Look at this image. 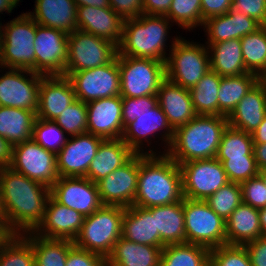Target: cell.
Instances as JSON below:
<instances>
[{
	"label": "cell",
	"instance_id": "obj_1",
	"mask_svg": "<svg viewBox=\"0 0 266 266\" xmlns=\"http://www.w3.org/2000/svg\"><path fill=\"white\" fill-rule=\"evenodd\" d=\"M0 185L9 231L13 235L33 232L44 217L50 188L9 166H0Z\"/></svg>",
	"mask_w": 266,
	"mask_h": 266
},
{
	"label": "cell",
	"instance_id": "obj_2",
	"mask_svg": "<svg viewBox=\"0 0 266 266\" xmlns=\"http://www.w3.org/2000/svg\"><path fill=\"white\" fill-rule=\"evenodd\" d=\"M179 165L167 154H139V174L134 206L150 208L183 200Z\"/></svg>",
	"mask_w": 266,
	"mask_h": 266
},
{
	"label": "cell",
	"instance_id": "obj_3",
	"mask_svg": "<svg viewBox=\"0 0 266 266\" xmlns=\"http://www.w3.org/2000/svg\"><path fill=\"white\" fill-rule=\"evenodd\" d=\"M228 125L227 116L196 115L187 124L174 130L172 143L163 154H167L178 165L215 158Z\"/></svg>",
	"mask_w": 266,
	"mask_h": 266
},
{
	"label": "cell",
	"instance_id": "obj_4",
	"mask_svg": "<svg viewBox=\"0 0 266 266\" xmlns=\"http://www.w3.org/2000/svg\"><path fill=\"white\" fill-rule=\"evenodd\" d=\"M170 20L166 16L142 13L138 18L126 19L118 54L137 58H149L165 62V47Z\"/></svg>",
	"mask_w": 266,
	"mask_h": 266
},
{
	"label": "cell",
	"instance_id": "obj_5",
	"mask_svg": "<svg viewBox=\"0 0 266 266\" xmlns=\"http://www.w3.org/2000/svg\"><path fill=\"white\" fill-rule=\"evenodd\" d=\"M124 213L125 207L102 205L91 215L84 217L80 232L73 240L74 245L106 259L122 236Z\"/></svg>",
	"mask_w": 266,
	"mask_h": 266
},
{
	"label": "cell",
	"instance_id": "obj_6",
	"mask_svg": "<svg viewBox=\"0 0 266 266\" xmlns=\"http://www.w3.org/2000/svg\"><path fill=\"white\" fill-rule=\"evenodd\" d=\"M165 61L166 78L190 90L210 71L208 47L176 37Z\"/></svg>",
	"mask_w": 266,
	"mask_h": 266
},
{
	"label": "cell",
	"instance_id": "obj_7",
	"mask_svg": "<svg viewBox=\"0 0 266 266\" xmlns=\"http://www.w3.org/2000/svg\"><path fill=\"white\" fill-rule=\"evenodd\" d=\"M35 35L36 22L28 13H23L2 26L0 68L35 72Z\"/></svg>",
	"mask_w": 266,
	"mask_h": 266
},
{
	"label": "cell",
	"instance_id": "obj_8",
	"mask_svg": "<svg viewBox=\"0 0 266 266\" xmlns=\"http://www.w3.org/2000/svg\"><path fill=\"white\" fill-rule=\"evenodd\" d=\"M120 70V96H157L161 83L166 79L165 62L118 55Z\"/></svg>",
	"mask_w": 266,
	"mask_h": 266
},
{
	"label": "cell",
	"instance_id": "obj_9",
	"mask_svg": "<svg viewBox=\"0 0 266 266\" xmlns=\"http://www.w3.org/2000/svg\"><path fill=\"white\" fill-rule=\"evenodd\" d=\"M186 243L209 249L226 244V221L202 200L183 198Z\"/></svg>",
	"mask_w": 266,
	"mask_h": 266
},
{
	"label": "cell",
	"instance_id": "obj_10",
	"mask_svg": "<svg viewBox=\"0 0 266 266\" xmlns=\"http://www.w3.org/2000/svg\"><path fill=\"white\" fill-rule=\"evenodd\" d=\"M117 54L118 47L111 41L74 30L68 34V59L63 76L111 63Z\"/></svg>",
	"mask_w": 266,
	"mask_h": 266
},
{
	"label": "cell",
	"instance_id": "obj_11",
	"mask_svg": "<svg viewBox=\"0 0 266 266\" xmlns=\"http://www.w3.org/2000/svg\"><path fill=\"white\" fill-rule=\"evenodd\" d=\"M183 197L205 201L230 181L222 163L216 158L193 160L179 164Z\"/></svg>",
	"mask_w": 266,
	"mask_h": 266
},
{
	"label": "cell",
	"instance_id": "obj_12",
	"mask_svg": "<svg viewBox=\"0 0 266 266\" xmlns=\"http://www.w3.org/2000/svg\"><path fill=\"white\" fill-rule=\"evenodd\" d=\"M9 167L48 188L59 178L56 154L46 150L32 138L12 146Z\"/></svg>",
	"mask_w": 266,
	"mask_h": 266
},
{
	"label": "cell",
	"instance_id": "obj_13",
	"mask_svg": "<svg viewBox=\"0 0 266 266\" xmlns=\"http://www.w3.org/2000/svg\"><path fill=\"white\" fill-rule=\"evenodd\" d=\"M66 77L72 83L76 98L84 103L120 95L118 55L111 63L71 72Z\"/></svg>",
	"mask_w": 266,
	"mask_h": 266
},
{
	"label": "cell",
	"instance_id": "obj_14",
	"mask_svg": "<svg viewBox=\"0 0 266 266\" xmlns=\"http://www.w3.org/2000/svg\"><path fill=\"white\" fill-rule=\"evenodd\" d=\"M35 73L63 76L68 59V34L36 23Z\"/></svg>",
	"mask_w": 266,
	"mask_h": 266
},
{
	"label": "cell",
	"instance_id": "obj_15",
	"mask_svg": "<svg viewBox=\"0 0 266 266\" xmlns=\"http://www.w3.org/2000/svg\"><path fill=\"white\" fill-rule=\"evenodd\" d=\"M43 77L44 75L31 70L8 68L0 76V106L37 112L39 87Z\"/></svg>",
	"mask_w": 266,
	"mask_h": 266
},
{
	"label": "cell",
	"instance_id": "obj_16",
	"mask_svg": "<svg viewBox=\"0 0 266 266\" xmlns=\"http://www.w3.org/2000/svg\"><path fill=\"white\" fill-rule=\"evenodd\" d=\"M104 140L90 133L70 136L56 154L59 177H86L90 163Z\"/></svg>",
	"mask_w": 266,
	"mask_h": 266
},
{
	"label": "cell",
	"instance_id": "obj_17",
	"mask_svg": "<svg viewBox=\"0 0 266 266\" xmlns=\"http://www.w3.org/2000/svg\"><path fill=\"white\" fill-rule=\"evenodd\" d=\"M139 154L96 183L103 205L131 207L137 192Z\"/></svg>",
	"mask_w": 266,
	"mask_h": 266
},
{
	"label": "cell",
	"instance_id": "obj_18",
	"mask_svg": "<svg viewBox=\"0 0 266 266\" xmlns=\"http://www.w3.org/2000/svg\"><path fill=\"white\" fill-rule=\"evenodd\" d=\"M50 195L84 217L103 205L97 185L86 177H59L50 188Z\"/></svg>",
	"mask_w": 266,
	"mask_h": 266
},
{
	"label": "cell",
	"instance_id": "obj_19",
	"mask_svg": "<svg viewBox=\"0 0 266 266\" xmlns=\"http://www.w3.org/2000/svg\"><path fill=\"white\" fill-rule=\"evenodd\" d=\"M163 131L162 140L168 146V149L174 138V129L169 124L167 117L159 105L151 109V111L142 112L134 121L129 123L125 128L122 135V140L136 153L145 155H156L153 149L144 152L143 140L149 142V136H155L156 132ZM165 137V138H164ZM149 140V141H148ZM142 149V150H141Z\"/></svg>",
	"mask_w": 266,
	"mask_h": 266
},
{
	"label": "cell",
	"instance_id": "obj_20",
	"mask_svg": "<svg viewBox=\"0 0 266 266\" xmlns=\"http://www.w3.org/2000/svg\"><path fill=\"white\" fill-rule=\"evenodd\" d=\"M83 220L84 216L78 211L58 203L50 195L44 217L33 233L43 238L73 241L80 232Z\"/></svg>",
	"mask_w": 266,
	"mask_h": 266
},
{
	"label": "cell",
	"instance_id": "obj_21",
	"mask_svg": "<svg viewBox=\"0 0 266 266\" xmlns=\"http://www.w3.org/2000/svg\"><path fill=\"white\" fill-rule=\"evenodd\" d=\"M87 104V133L103 139L122 138V97L114 96L90 101Z\"/></svg>",
	"mask_w": 266,
	"mask_h": 266
},
{
	"label": "cell",
	"instance_id": "obj_22",
	"mask_svg": "<svg viewBox=\"0 0 266 266\" xmlns=\"http://www.w3.org/2000/svg\"><path fill=\"white\" fill-rule=\"evenodd\" d=\"M76 100L72 83L66 76H44L39 87L36 117L53 121Z\"/></svg>",
	"mask_w": 266,
	"mask_h": 266
},
{
	"label": "cell",
	"instance_id": "obj_23",
	"mask_svg": "<svg viewBox=\"0 0 266 266\" xmlns=\"http://www.w3.org/2000/svg\"><path fill=\"white\" fill-rule=\"evenodd\" d=\"M124 20L111 8L77 7V29L119 45Z\"/></svg>",
	"mask_w": 266,
	"mask_h": 266
},
{
	"label": "cell",
	"instance_id": "obj_24",
	"mask_svg": "<svg viewBox=\"0 0 266 266\" xmlns=\"http://www.w3.org/2000/svg\"><path fill=\"white\" fill-rule=\"evenodd\" d=\"M266 116V85L259 80L227 116L229 126L252 134Z\"/></svg>",
	"mask_w": 266,
	"mask_h": 266
},
{
	"label": "cell",
	"instance_id": "obj_25",
	"mask_svg": "<svg viewBox=\"0 0 266 266\" xmlns=\"http://www.w3.org/2000/svg\"><path fill=\"white\" fill-rule=\"evenodd\" d=\"M157 98L158 105L174 130L187 124L197 115L193 108L190 91L167 78L161 83Z\"/></svg>",
	"mask_w": 266,
	"mask_h": 266
},
{
	"label": "cell",
	"instance_id": "obj_26",
	"mask_svg": "<svg viewBox=\"0 0 266 266\" xmlns=\"http://www.w3.org/2000/svg\"><path fill=\"white\" fill-rule=\"evenodd\" d=\"M261 26L254 18L231 9L228 13L210 17L204 22L203 27L208 35L206 45L235 38L241 39Z\"/></svg>",
	"mask_w": 266,
	"mask_h": 266
},
{
	"label": "cell",
	"instance_id": "obj_27",
	"mask_svg": "<svg viewBox=\"0 0 266 266\" xmlns=\"http://www.w3.org/2000/svg\"><path fill=\"white\" fill-rule=\"evenodd\" d=\"M35 3V12L27 13L38 25L67 34L77 30V5L74 0H36Z\"/></svg>",
	"mask_w": 266,
	"mask_h": 266
},
{
	"label": "cell",
	"instance_id": "obj_28",
	"mask_svg": "<svg viewBox=\"0 0 266 266\" xmlns=\"http://www.w3.org/2000/svg\"><path fill=\"white\" fill-rule=\"evenodd\" d=\"M135 154L121 138L105 139L90 163L86 178L96 184L126 164Z\"/></svg>",
	"mask_w": 266,
	"mask_h": 266
},
{
	"label": "cell",
	"instance_id": "obj_29",
	"mask_svg": "<svg viewBox=\"0 0 266 266\" xmlns=\"http://www.w3.org/2000/svg\"><path fill=\"white\" fill-rule=\"evenodd\" d=\"M128 241L160 247V235L156 233L152 207H126L122 220V236Z\"/></svg>",
	"mask_w": 266,
	"mask_h": 266
},
{
	"label": "cell",
	"instance_id": "obj_30",
	"mask_svg": "<svg viewBox=\"0 0 266 266\" xmlns=\"http://www.w3.org/2000/svg\"><path fill=\"white\" fill-rule=\"evenodd\" d=\"M226 244L244 245L262 236L259 209L241 203L226 220Z\"/></svg>",
	"mask_w": 266,
	"mask_h": 266
},
{
	"label": "cell",
	"instance_id": "obj_31",
	"mask_svg": "<svg viewBox=\"0 0 266 266\" xmlns=\"http://www.w3.org/2000/svg\"><path fill=\"white\" fill-rule=\"evenodd\" d=\"M162 249L121 237L105 259L106 266H160Z\"/></svg>",
	"mask_w": 266,
	"mask_h": 266
},
{
	"label": "cell",
	"instance_id": "obj_32",
	"mask_svg": "<svg viewBox=\"0 0 266 266\" xmlns=\"http://www.w3.org/2000/svg\"><path fill=\"white\" fill-rule=\"evenodd\" d=\"M156 233L160 235V247L186 243L183 200L169 205L152 207Z\"/></svg>",
	"mask_w": 266,
	"mask_h": 266
},
{
	"label": "cell",
	"instance_id": "obj_33",
	"mask_svg": "<svg viewBox=\"0 0 266 266\" xmlns=\"http://www.w3.org/2000/svg\"><path fill=\"white\" fill-rule=\"evenodd\" d=\"M210 70L222 77L240 76L246 71L240 39L208 44Z\"/></svg>",
	"mask_w": 266,
	"mask_h": 266
},
{
	"label": "cell",
	"instance_id": "obj_34",
	"mask_svg": "<svg viewBox=\"0 0 266 266\" xmlns=\"http://www.w3.org/2000/svg\"><path fill=\"white\" fill-rule=\"evenodd\" d=\"M36 111L0 106V137L12 146L32 138Z\"/></svg>",
	"mask_w": 266,
	"mask_h": 266
},
{
	"label": "cell",
	"instance_id": "obj_35",
	"mask_svg": "<svg viewBox=\"0 0 266 266\" xmlns=\"http://www.w3.org/2000/svg\"><path fill=\"white\" fill-rule=\"evenodd\" d=\"M33 248L35 266H66L69 249L74 245L68 239H48L29 232L22 235Z\"/></svg>",
	"mask_w": 266,
	"mask_h": 266
},
{
	"label": "cell",
	"instance_id": "obj_36",
	"mask_svg": "<svg viewBox=\"0 0 266 266\" xmlns=\"http://www.w3.org/2000/svg\"><path fill=\"white\" fill-rule=\"evenodd\" d=\"M260 78L253 73L221 77L218 91V116H228Z\"/></svg>",
	"mask_w": 266,
	"mask_h": 266
},
{
	"label": "cell",
	"instance_id": "obj_37",
	"mask_svg": "<svg viewBox=\"0 0 266 266\" xmlns=\"http://www.w3.org/2000/svg\"><path fill=\"white\" fill-rule=\"evenodd\" d=\"M160 266H210V249L192 243L167 245L162 249Z\"/></svg>",
	"mask_w": 266,
	"mask_h": 266
},
{
	"label": "cell",
	"instance_id": "obj_38",
	"mask_svg": "<svg viewBox=\"0 0 266 266\" xmlns=\"http://www.w3.org/2000/svg\"><path fill=\"white\" fill-rule=\"evenodd\" d=\"M221 77L210 70L189 90L197 115H218V91Z\"/></svg>",
	"mask_w": 266,
	"mask_h": 266
},
{
	"label": "cell",
	"instance_id": "obj_39",
	"mask_svg": "<svg viewBox=\"0 0 266 266\" xmlns=\"http://www.w3.org/2000/svg\"><path fill=\"white\" fill-rule=\"evenodd\" d=\"M246 71L260 79L266 73V26L240 39Z\"/></svg>",
	"mask_w": 266,
	"mask_h": 266
},
{
	"label": "cell",
	"instance_id": "obj_40",
	"mask_svg": "<svg viewBox=\"0 0 266 266\" xmlns=\"http://www.w3.org/2000/svg\"><path fill=\"white\" fill-rule=\"evenodd\" d=\"M237 157H254L252 135L228 125L222 135L215 158Z\"/></svg>",
	"mask_w": 266,
	"mask_h": 266
},
{
	"label": "cell",
	"instance_id": "obj_41",
	"mask_svg": "<svg viewBox=\"0 0 266 266\" xmlns=\"http://www.w3.org/2000/svg\"><path fill=\"white\" fill-rule=\"evenodd\" d=\"M0 266H35L32 245L22 235H12L0 248Z\"/></svg>",
	"mask_w": 266,
	"mask_h": 266
},
{
	"label": "cell",
	"instance_id": "obj_42",
	"mask_svg": "<svg viewBox=\"0 0 266 266\" xmlns=\"http://www.w3.org/2000/svg\"><path fill=\"white\" fill-rule=\"evenodd\" d=\"M205 202L217 215L226 221L231 213L242 203L241 185L229 182L209 196Z\"/></svg>",
	"mask_w": 266,
	"mask_h": 266
},
{
	"label": "cell",
	"instance_id": "obj_43",
	"mask_svg": "<svg viewBox=\"0 0 266 266\" xmlns=\"http://www.w3.org/2000/svg\"><path fill=\"white\" fill-rule=\"evenodd\" d=\"M166 17L189 31L202 26L201 0H172Z\"/></svg>",
	"mask_w": 266,
	"mask_h": 266
},
{
	"label": "cell",
	"instance_id": "obj_44",
	"mask_svg": "<svg viewBox=\"0 0 266 266\" xmlns=\"http://www.w3.org/2000/svg\"><path fill=\"white\" fill-rule=\"evenodd\" d=\"M54 122L36 118L33 126L32 139L46 150L57 154L66 144L68 136Z\"/></svg>",
	"mask_w": 266,
	"mask_h": 266
},
{
	"label": "cell",
	"instance_id": "obj_45",
	"mask_svg": "<svg viewBox=\"0 0 266 266\" xmlns=\"http://www.w3.org/2000/svg\"><path fill=\"white\" fill-rule=\"evenodd\" d=\"M53 121L68 136L87 133V104L77 99Z\"/></svg>",
	"mask_w": 266,
	"mask_h": 266
},
{
	"label": "cell",
	"instance_id": "obj_46",
	"mask_svg": "<svg viewBox=\"0 0 266 266\" xmlns=\"http://www.w3.org/2000/svg\"><path fill=\"white\" fill-rule=\"evenodd\" d=\"M210 266H252L244 245H221L210 249Z\"/></svg>",
	"mask_w": 266,
	"mask_h": 266
},
{
	"label": "cell",
	"instance_id": "obj_47",
	"mask_svg": "<svg viewBox=\"0 0 266 266\" xmlns=\"http://www.w3.org/2000/svg\"><path fill=\"white\" fill-rule=\"evenodd\" d=\"M217 160L222 163L230 182L241 184L259 175V169L254 157H237Z\"/></svg>",
	"mask_w": 266,
	"mask_h": 266
},
{
	"label": "cell",
	"instance_id": "obj_48",
	"mask_svg": "<svg viewBox=\"0 0 266 266\" xmlns=\"http://www.w3.org/2000/svg\"><path fill=\"white\" fill-rule=\"evenodd\" d=\"M158 105L157 96H143L136 98L122 97V123L125 128L138 118L142 112L151 111Z\"/></svg>",
	"mask_w": 266,
	"mask_h": 266
},
{
	"label": "cell",
	"instance_id": "obj_49",
	"mask_svg": "<svg viewBox=\"0 0 266 266\" xmlns=\"http://www.w3.org/2000/svg\"><path fill=\"white\" fill-rule=\"evenodd\" d=\"M242 203L253 208L266 207V184L260 175L242 182Z\"/></svg>",
	"mask_w": 266,
	"mask_h": 266
},
{
	"label": "cell",
	"instance_id": "obj_50",
	"mask_svg": "<svg viewBox=\"0 0 266 266\" xmlns=\"http://www.w3.org/2000/svg\"><path fill=\"white\" fill-rule=\"evenodd\" d=\"M66 266H106L103 256L73 245L68 252Z\"/></svg>",
	"mask_w": 266,
	"mask_h": 266
},
{
	"label": "cell",
	"instance_id": "obj_51",
	"mask_svg": "<svg viewBox=\"0 0 266 266\" xmlns=\"http://www.w3.org/2000/svg\"><path fill=\"white\" fill-rule=\"evenodd\" d=\"M231 9L254 18L261 25L266 24V0H232Z\"/></svg>",
	"mask_w": 266,
	"mask_h": 266
},
{
	"label": "cell",
	"instance_id": "obj_52",
	"mask_svg": "<svg viewBox=\"0 0 266 266\" xmlns=\"http://www.w3.org/2000/svg\"><path fill=\"white\" fill-rule=\"evenodd\" d=\"M109 5L123 20L138 18L143 13V0H109Z\"/></svg>",
	"mask_w": 266,
	"mask_h": 266
},
{
	"label": "cell",
	"instance_id": "obj_53",
	"mask_svg": "<svg viewBox=\"0 0 266 266\" xmlns=\"http://www.w3.org/2000/svg\"><path fill=\"white\" fill-rule=\"evenodd\" d=\"M232 7V0H201L202 26L213 16L228 13Z\"/></svg>",
	"mask_w": 266,
	"mask_h": 266
},
{
	"label": "cell",
	"instance_id": "obj_54",
	"mask_svg": "<svg viewBox=\"0 0 266 266\" xmlns=\"http://www.w3.org/2000/svg\"><path fill=\"white\" fill-rule=\"evenodd\" d=\"M252 266H266V236L262 235L256 240L244 244Z\"/></svg>",
	"mask_w": 266,
	"mask_h": 266
},
{
	"label": "cell",
	"instance_id": "obj_55",
	"mask_svg": "<svg viewBox=\"0 0 266 266\" xmlns=\"http://www.w3.org/2000/svg\"><path fill=\"white\" fill-rule=\"evenodd\" d=\"M172 0H143V13L147 15L166 16Z\"/></svg>",
	"mask_w": 266,
	"mask_h": 266
},
{
	"label": "cell",
	"instance_id": "obj_56",
	"mask_svg": "<svg viewBox=\"0 0 266 266\" xmlns=\"http://www.w3.org/2000/svg\"><path fill=\"white\" fill-rule=\"evenodd\" d=\"M12 161V145L0 137V166H9Z\"/></svg>",
	"mask_w": 266,
	"mask_h": 266
},
{
	"label": "cell",
	"instance_id": "obj_57",
	"mask_svg": "<svg viewBox=\"0 0 266 266\" xmlns=\"http://www.w3.org/2000/svg\"><path fill=\"white\" fill-rule=\"evenodd\" d=\"M253 154L258 169H266V143L253 144Z\"/></svg>",
	"mask_w": 266,
	"mask_h": 266
},
{
	"label": "cell",
	"instance_id": "obj_58",
	"mask_svg": "<svg viewBox=\"0 0 266 266\" xmlns=\"http://www.w3.org/2000/svg\"><path fill=\"white\" fill-rule=\"evenodd\" d=\"M251 135L253 139V144L266 143V116L264 117L262 123Z\"/></svg>",
	"mask_w": 266,
	"mask_h": 266
},
{
	"label": "cell",
	"instance_id": "obj_59",
	"mask_svg": "<svg viewBox=\"0 0 266 266\" xmlns=\"http://www.w3.org/2000/svg\"><path fill=\"white\" fill-rule=\"evenodd\" d=\"M77 7L92 6L97 8L110 7L109 0H74Z\"/></svg>",
	"mask_w": 266,
	"mask_h": 266
},
{
	"label": "cell",
	"instance_id": "obj_60",
	"mask_svg": "<svg viewBox=\"0 0 266 266\" xmlns=\"http://www.w3.org/2000/svg\"><path fill=\"white\" fill-rule=\"evenodd\" d=\"M18 3L19 0H0V13L5 11L11 13Z\"/></svg>",
	"mask_w": 266,
	"mask_h": 266
},
{
	"label": "cell",
	"instance_id": "obj_61",
	"mask_svg": "<svg viewBox=\"0 0 266 266\" xmlns=\"http://www.w3.org/2000/svg\"><path fill=\"white\" fill-rule=\"evenodd\" d=\"M13 234L7 228L5 221L0 220V248Z\"/></svg>",
	"mask_w": 266,
	"mask_h": 266
},
{
	"label": "cell",
	"instance_id": "obj_62",
	"mask_svg": "<svg viewBox=\"0 0 266 266\" xmlns=\"http://www.w3.org/2000/svg\"><path fill=\"white\" fill-rule=\"evenodd\" d=\"M262 235L266 236V207L259 209Z\"/></svg>",
	"mask_w": 266,
	"mask_h": 266
},
{
	"label": "cell",
	"instance_id": "obj_63",
	"mask_svg": "<svg viewBox=\"0 0 266 266\" xmlns=\"http://www.w3.org/2000/svg\"><path fill=\"white\" fill-rule=\"evenodd\" d=\"M0 220L5 221V210H4L2 194H1V185H0Z\"/></svg>",
	"mask_w": 266,
	"mask_h": 266
},
{
	"label": "cell",
	"instance_id": "obj_64",
	"mask_svg": "<svg viewBox=\"0 0 266 266\" xmlns=\"http://www.w3.org/2000/svg\"><path fill=\"white\" fill-rule=\"evenodd\" d=\"M259 175L261 176V178L264 180L266 184V169L259 170Z\"/></svg>",
	"mask_w": 266,
	"mask_h": 266
},
{
	"label": "cell",
	"instance_id": "obj_65",
	"mask_svg": "<svg viewBox=\"0 0 266 266\" xmlns=\"http://www.w3.org/2000/svg\"><path fill=\"white\" fill-rule=\"evenodd\" d=\"M266 85V73L260 79Z\"/></svg>",
	"mask_w": 266,
	"mask_h": 266
},
{
	"label": "cell",
	"instance_id": "obj_66",
	"mask_svg": "<svg viewBox=\"0 0 266 266\" xmlns=\"http://www.w3.org/2000/svg\"><path fill=\"white\" fill-rule=\"evenodd\" d=\"M1 36H2V23H0V44H1Z\"/></svg>",
	"mask_w": 266,
	"mask_h": 266
}]
</instances>
